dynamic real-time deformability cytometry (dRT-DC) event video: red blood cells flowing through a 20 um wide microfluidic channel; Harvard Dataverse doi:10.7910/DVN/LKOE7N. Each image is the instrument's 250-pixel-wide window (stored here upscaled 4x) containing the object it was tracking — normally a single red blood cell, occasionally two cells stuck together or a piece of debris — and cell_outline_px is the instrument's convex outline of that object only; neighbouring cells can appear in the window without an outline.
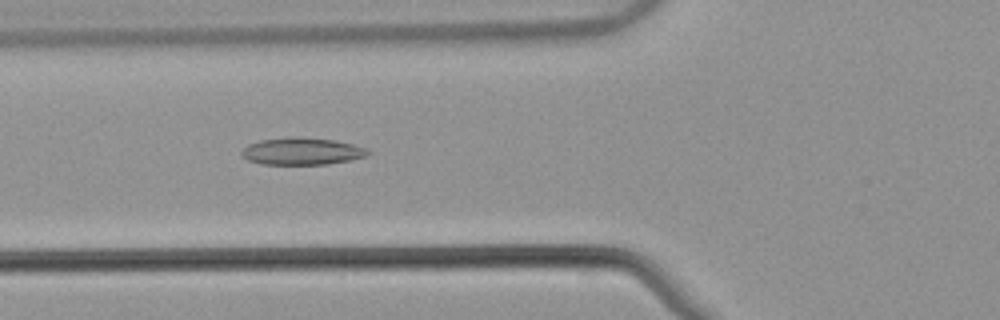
{"species": "common noctule bat (a hibernating species)", "species_latin": "Nyctalus noctula", "temperature_condition": "warm", "stored_images_in_passage": 55, "camera_frame_rate_fps": 3000, "um_per_image_px": 0.085, "animal": {"sex": "male", "body_mass_g": 21.5, "forearm_length_mm": 52.0}, "frame": {"image": 1, "passage_image": 21, "time_ms": 6.667, "image_size_px": [1000, 320], "cell_outline_px": [[368, 152], [364, 156], [348, 160], [328, 164], [260, 164], [248, 160], [240, 156], [240, 152], [248, 144], [260, 140], [292, 136], [336, 140], [352, 144], [364, 148]], "centroid_in_image_um": [25.57, 12.85], "position_along_channel_um": 100.2, "area_um2": 19.83}}
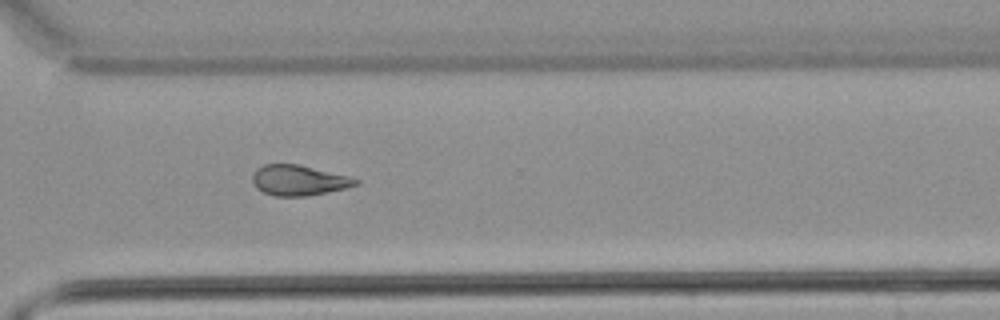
{"frame": {"image": 2, "passage_image": 40, "time_ms": 13.0, "image_size_px": [1000, 320], "cell_outline_px": [[360, 184], [344, 188], [304, 196], [272, 196], [256, 188], [252, 180], [252, 176], [256, 168], [264, 164], [300, 164], [352, 176], [360, 180]], "centroid_in_image_um": [25.41, 15.3], "position_along_channel_um": 345.2, "area_um2": 18.44}}
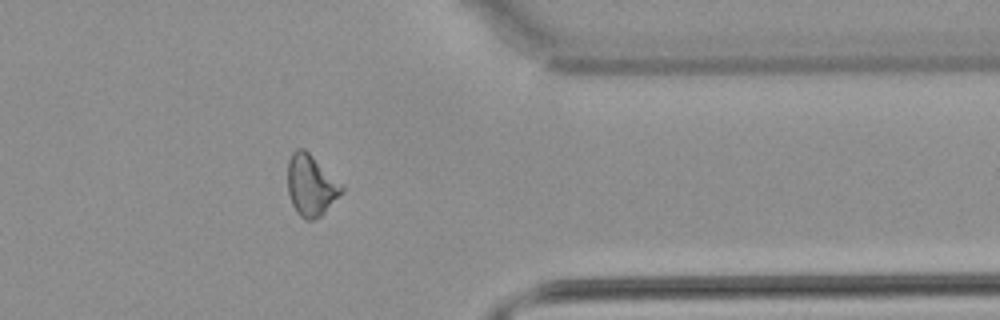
{"frame": {"image": 3, "passage_image": 44, "time_ms": 14.333, "image_size_px": [1000, 320], "cell_outline_px": [[344, 192], [320, 216], [312, 220], [304, 220], [296, 212], [292, 204], [288, 192], [288, 160], [292, 152], [296, 148], [304, 148], [344, 184]], "centroid_in_image_um": [26.45, 15.74], "position_along_channel_um": 384.9, "area_um2": 19.54}}